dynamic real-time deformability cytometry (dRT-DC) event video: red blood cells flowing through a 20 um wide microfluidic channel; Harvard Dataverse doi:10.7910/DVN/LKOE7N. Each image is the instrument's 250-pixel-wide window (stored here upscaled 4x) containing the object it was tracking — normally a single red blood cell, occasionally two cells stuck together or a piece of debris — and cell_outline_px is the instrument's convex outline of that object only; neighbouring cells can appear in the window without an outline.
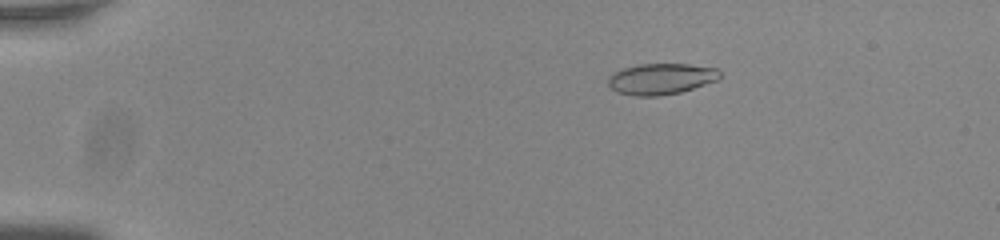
{"species": "common noctule bat (a hibernating species)", "species_latin": "Nyctalus noctula", "temperature_condition": "room temperature", "stored_images_in_passage": 56, "camera_frame_rate_fps": 3000, "um_per_image_px": 0.085, "animal": {"sex": "male", "body_mass_g": 20.0, "forearm_length_mm": 53.3}, "frame": {"image": 1, "passage_image": 11, "time_ms": 3.333, "image_size_px": [1000, 240], "cell_outline_px": [[720, 80], [680, 92], [660, 96], [636, 96], [616, 92], [608, 84], [608, 76], [612, 72], [624, 68], [640, 64], [688, 64], [716, 68], [720, 72]], "centroid_in_image_um": [56.19, 6.71], "position_along_channel_um": 28.8, "area_um2": 20.35}}
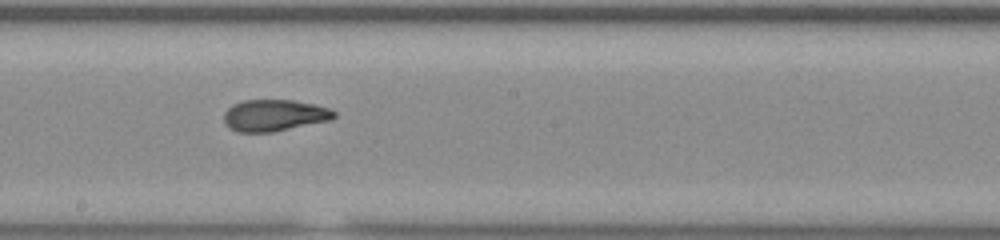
{"frame": {"image": 2, "passage_image": 33, "time_ms": 10.667, "image_size_px": [1000, 240], "cell_outline_px": [[336, 116], [332, 120], [272, 132], [236, 132], [228, 128], [224, 124], [224, 112], [232, 104], [244, 100], [292, 100], [312, 104], [328, 108], [336, 112]], "centroid_in_image_um": [23.28, 9.81], "position_along_channel_um": 224.9, "area_um2": 20.4}}
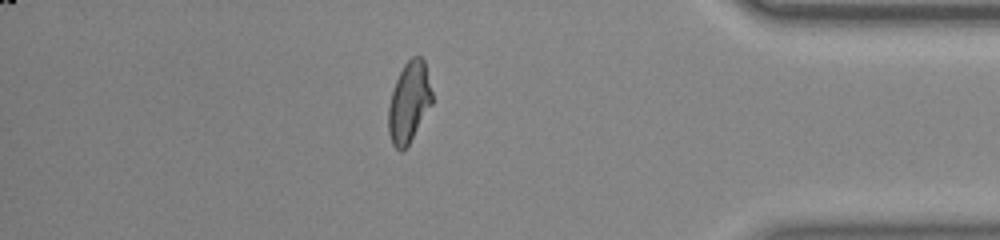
{"frame": {"image": 3, "passage_image": 49, "time_ms": 16.0, "image_size_px": [1000, 240], "cell_outline_px": [[432, 104], [408, 144], [400, 152], [392, 144], [388, 132], [388, 108], [392, 92], [396, 80], [404, 64], [412, 56], [420, 56], [424, 60], [432, 92]], "centroid_in_image_um": [34.76, 8.68], "position_along_channel_um": 400.4, "area_um2": 20.29}, "authors_computed_cell_mechanics": {"area_um2": 20.4323, "velocity_mm_per_s": 3.8149, "shape_relaxation_time_tau1_ms": null, "shape_relaxation_time_tau2_ms": 1.3711, "deformation_change_tau1": null, "deformation_change_tau2": 0.0722}}